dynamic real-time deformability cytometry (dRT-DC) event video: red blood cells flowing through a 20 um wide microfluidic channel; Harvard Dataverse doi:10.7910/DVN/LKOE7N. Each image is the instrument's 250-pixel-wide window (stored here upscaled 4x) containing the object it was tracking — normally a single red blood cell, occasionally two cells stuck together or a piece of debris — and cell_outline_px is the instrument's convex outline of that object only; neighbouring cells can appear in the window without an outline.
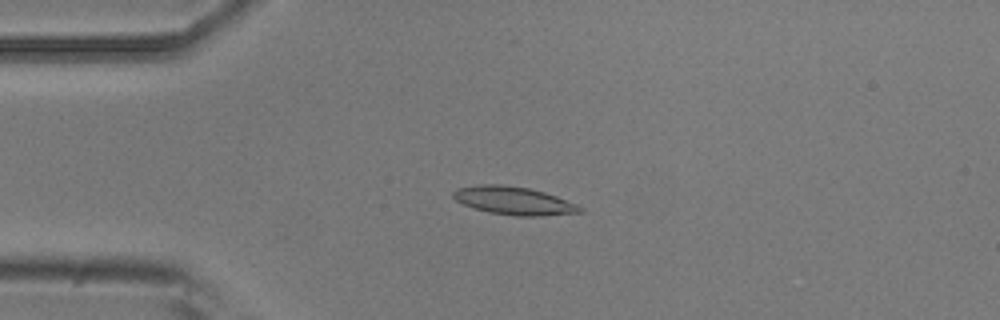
{"species": "common noctule bat (a hibernating species)", "species_latin": "Nyctalus noctula", "temperature_condition": "room temperature", "stored_images_in_passage": 4, "camera_frame_rate_fps": 3000, "um_per_image_px": 0.085, "animal": {"sex": "male", "body_mass_g": 20.5, "forearm_length_mm": 52.5}, "frame": {"image": 1, "passage_image": 3, "time_ms": 0.667, "image_size_px": [1000, 320], "cell_outline_px": [[584, 212], [540, 216], [516, 216], [488, 212], [464, 204], [456, 200], [452, 196], [452, 192], [456, 188], [480, 184], [500, 184], [528, 188], [544, 192], [556, 196], [576, 204], [584, 208]], "centroid_in_image_um": [43.68, 17.06], "position_along_channel_um": 41.3, "area_um2": 20.69}}